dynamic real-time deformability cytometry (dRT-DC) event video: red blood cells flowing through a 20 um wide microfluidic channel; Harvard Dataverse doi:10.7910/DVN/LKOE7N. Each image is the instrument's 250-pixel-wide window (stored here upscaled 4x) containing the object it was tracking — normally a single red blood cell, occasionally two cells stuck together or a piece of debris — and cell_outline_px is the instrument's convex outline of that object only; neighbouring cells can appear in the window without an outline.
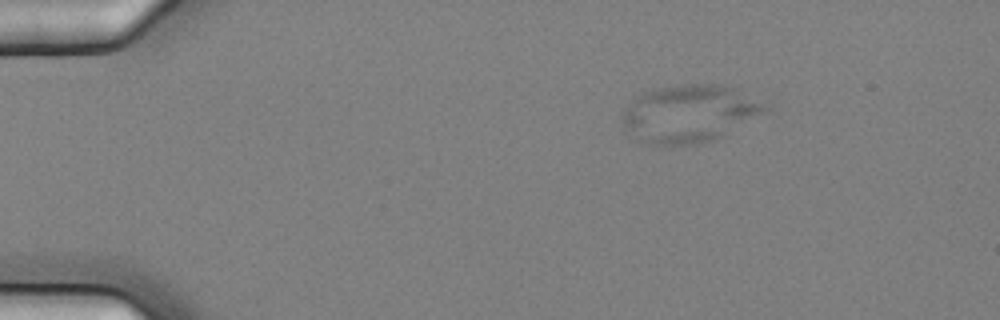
{"species": "common noctule bat (a hibernating species)", "species_latin": "Nyctalus noctula", "temperature_condition": "cold", "stored_images_in_passage": 10, "camera_frame_rate_fps": 3000, "um_per_image_px": 0.085, "animal": {"sex": "female", "body_mass_g": 25.1}, "frame": {"image": 1, "passage_image": 3, "time_ms": 0.667, "image_size_px": [1000, 320], "cell_outline_px": [[768, 108], [764, 112], [720, 136], [712, 140], [696, 144], [652, 144], [636, 140], [620, 120], [620, 116], [624, 108], [628, 104], [644, 92], [660, 88], [684, 84], [724, 84], [732, 88]], "centroid_in_image_um": [58.48, 9.66], "position_along_channel_um": 26.5, "area_um2": 46.53}}
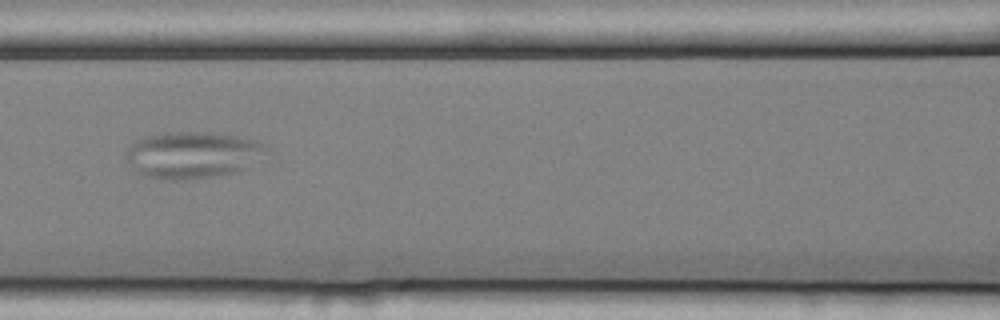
{"frame": {"image": 2, "passage_image": 8, "time_ms": 2.333, "image_size_px": [1000, 320], "cell_outline_px": [[268, 148], [240, 172], [220, 176], [180, 180], [160, 180], [144, 176], [136, 172], [128, 160], [128, 148], [136, 140], [144, 136], [172, 132], [208, 132], [236, 136], [260, 140], [268, 144]], "centroid_in_image_um": [16.37, 13.17], "position_along_channel_um": 150.2, "area_um2": 38.21}}